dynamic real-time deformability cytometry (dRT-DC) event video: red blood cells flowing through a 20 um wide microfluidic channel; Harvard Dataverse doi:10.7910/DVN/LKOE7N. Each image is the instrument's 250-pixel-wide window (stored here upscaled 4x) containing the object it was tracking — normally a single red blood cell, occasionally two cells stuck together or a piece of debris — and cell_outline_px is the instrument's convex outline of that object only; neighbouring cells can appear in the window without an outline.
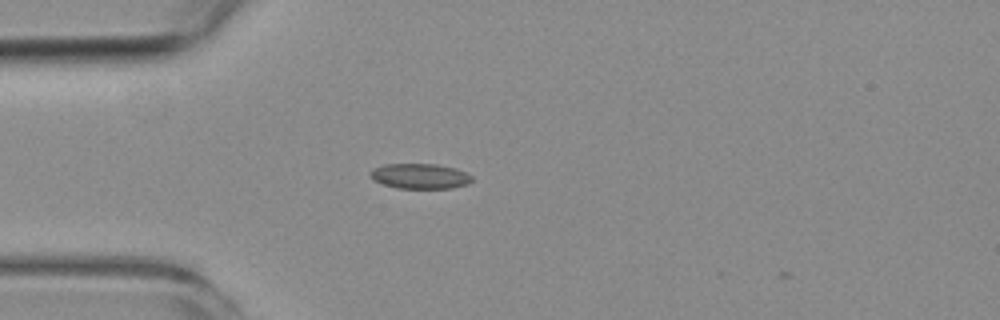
{"species": "common noctule bat (a hibernating species)", "species_latin": "Nyctalus noctula", "temperature_condition": "room temperature", "stored_images_in_passage": 2, "camera_frame_rate_fps": 3000, "um_per_image_px": 0.085, "animal": {"sex": "female", "body_mass_g": 19.3, "forearm_length_mm": 54.1}, "frame": {"image": 1, "passage_image": 1, "time_ms": 0.0, "image_size_px": [1000, 320], "cell_outline_px": [[472, 180], [468, 184], [452, 188], [396, 188], [372, 180], [368, 172], [372, 168], [384, 164], [436, 164], [456, 168], [472, 176]], "centroid_in_image_um": [35.66, 14.97], "position_along_channel_um": 49.3, "area_um2": 15.03}}